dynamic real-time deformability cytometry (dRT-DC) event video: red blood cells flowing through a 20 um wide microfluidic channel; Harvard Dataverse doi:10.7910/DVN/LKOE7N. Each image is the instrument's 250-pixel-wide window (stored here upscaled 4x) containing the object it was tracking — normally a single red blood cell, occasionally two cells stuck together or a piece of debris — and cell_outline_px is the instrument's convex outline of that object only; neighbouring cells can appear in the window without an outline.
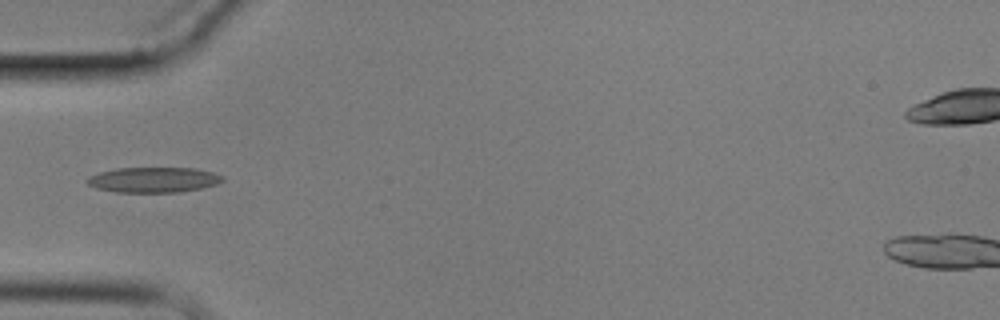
{"species": "common noctule bat (a hibernating species)", "species_latin": "Nyctalus noctula", "temperature_condition": "cold", "stored_images_in_passage": 13, "camera_frame_rate_fps": 3000, "um_per_image_px": 0.085, "animal": {"sex": "male", "body_mass_g": 17.9}, "frame": {"image": 1, "passage_image": 4, "time_ms": 4.667, "image_size_px": [1000, 320], "cell_outline_px": [[224, 180], [216, 184], [200, 188], [180, 192], [116, 192], [96, 188], [88, 184], [84, 180], [88, 176], [100, 172], [116, 168], [196, 168], [212, 172], [224, 176]], "centroid_in_image_um": [13.03, 15.28], "position_along_channel_um": 72.0, "area_um2": 20.0}}
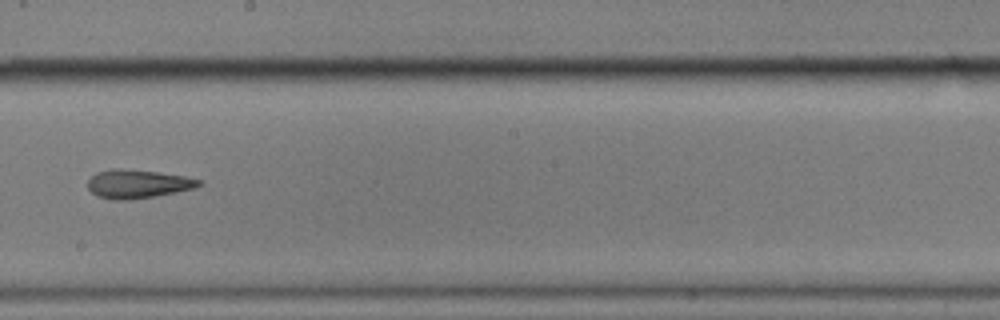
{"frame": {"image": 2, "passage_image": 8, "time_ms": 9.333, "image_size_px": [1000, 320], "cell_outline_px": [[204, 180], [200, 184], [192, 188], [176, 192], [156, 196], [128, 200], [112, 200], [96, 196], [88, 188], [88, 180], [96, 172], [112, 168], [120, 168], [156, 172], [184, 176]], "centroid_in_image_um": [11.67, 15.63], "position_along_channel_um": 236.5, "area_um2": 18.5}}
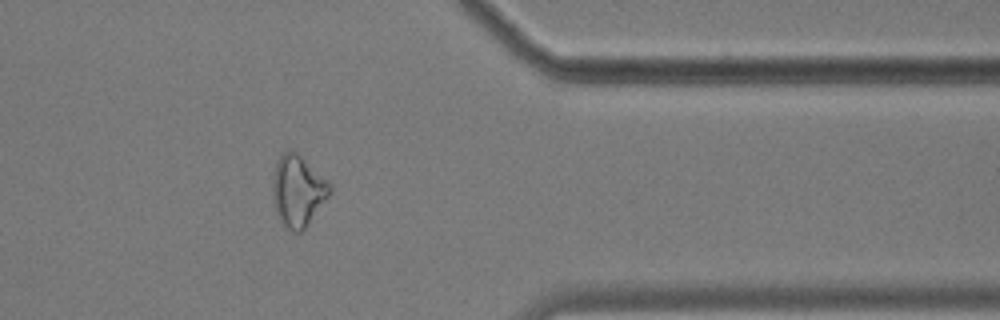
{"frame": {"image": 3, "passage_image": 12, "time_ms": 14.0, "image_size_px": [1000, 320], "cell_outline_px": [[332, 188], [328, 196], [304, 228], [300, 232], [292, 232], [280, 220], [276, 212], [272, 192], [272, 176], [276, 164], [280, 156], [284, 152], [292, 148], [332, 184]], "centroid_in_image_um": [25.3, 16.19], "position_along_channel_um": 386.1, "area_um2": 23.41}, "authors_computed_cell_mechanics": {"area_um2": 18.785, "velocity_mm_per_s": 3.4966, "shape_relaxation_time_tau1_ms": 3.0346, "shape_relaxation_time_tau2_ms": null, "deformation_change_tau1": 0.1034, "deformation_change_tau2": null}}